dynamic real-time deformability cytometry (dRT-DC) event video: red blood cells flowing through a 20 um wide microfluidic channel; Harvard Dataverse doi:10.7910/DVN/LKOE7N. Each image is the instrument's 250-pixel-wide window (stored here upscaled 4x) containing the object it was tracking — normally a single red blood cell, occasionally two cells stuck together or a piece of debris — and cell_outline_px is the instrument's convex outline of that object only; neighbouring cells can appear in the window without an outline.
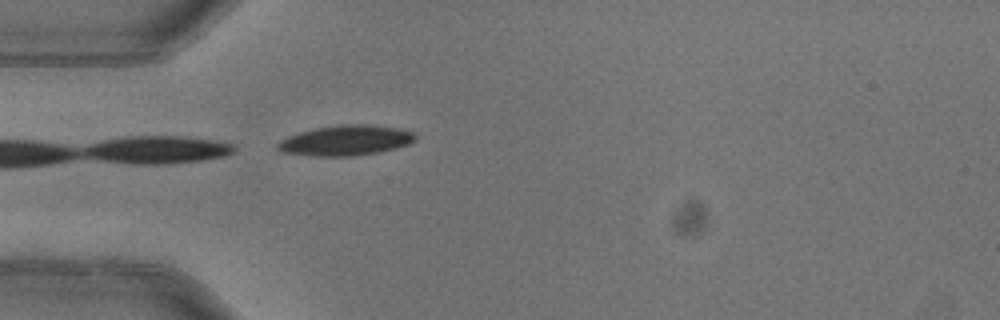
{"species": "common noctule bat (a hibernating species)", "species_latin": "Nyctalus noctula", "temperature_condition": "warm", "stored_images_in_passage": 5, "camera_frame_rate_fps": 3000, "um_per_image_px": 0.085, "animal": {"sex": "female"}, "frame": {"image": 1, "passage_image": 5, "time_ms": 1.333, "image_size_px": [1000, 320], "cell_outline_px": [[416, 140], [408, 144], [396, 148], [376, 152], [352, 156], [312, 156], [280, 152], [276, 148], [276, 144], [280, 140], [288, 136], [300, 132], [316, 128], [340, 124], [372, 124], [396, 128], [412, 132], [416, 136]], "centroid_in_image_um": [29.35, 11.93], "position_along_channel_um": 55.7, "area_um2": 24.28}}